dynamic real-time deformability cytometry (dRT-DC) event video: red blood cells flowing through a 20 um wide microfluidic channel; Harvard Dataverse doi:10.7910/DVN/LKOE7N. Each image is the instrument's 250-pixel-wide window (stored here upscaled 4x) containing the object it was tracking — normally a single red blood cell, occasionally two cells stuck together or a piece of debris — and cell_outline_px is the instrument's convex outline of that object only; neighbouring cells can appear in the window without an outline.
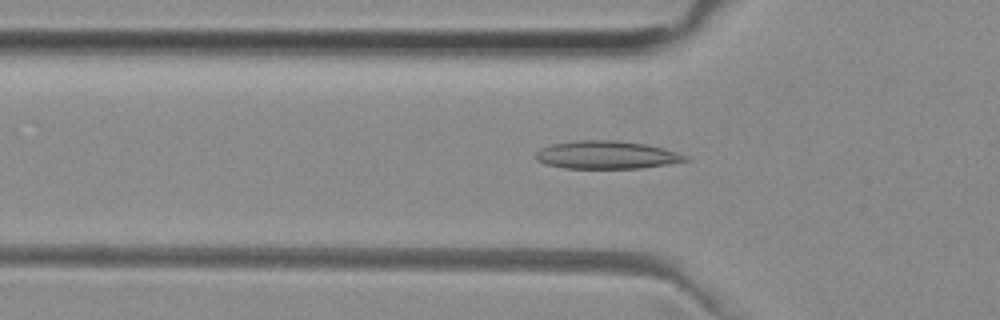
{"species": "common noctule bat (a hibernating species)", "species_latin": "Nyctalus noctula", "temperature_condition": "room temperature", "stored_images_in_passage": 37, "camera_frame_rate_fps": 3000, "um_per_image_px": 0.085, "animal": {"sex": "female", "body_mass_g": 29.2, "forearm_length_mm": 56.3}, "frame": {"image": 1, "passage_image": 2, "time_ms": 0.333, "image_size_px": [1000, 320], "cell_outline_px": [[692, 160], [640, 168], [564, 168], [544, 164], [536, 160], [536, 152], [540, 148], [552, 144], [580, 140], [616, 140], [644, 144], [664, 148], [688, 156]], "centroid_in_image_um": [51.55, 13.17], "position_along_channel_um": 74.3, "area_um2": 24.33}}
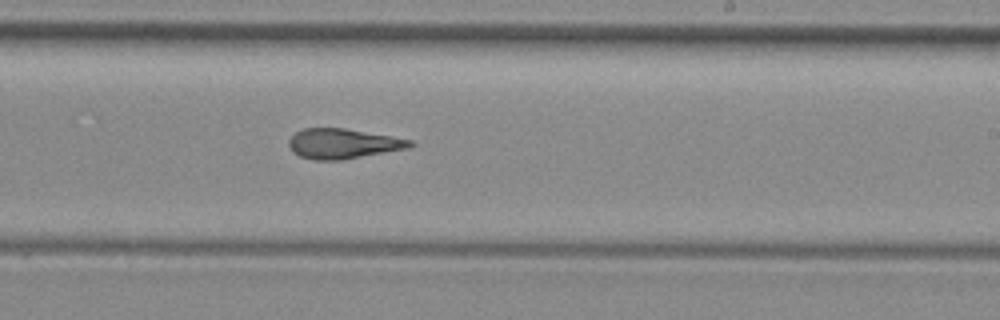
{"frame": {"image": 2, "passage_image": 16, "time_ms": 5.0, "image_size_px": [1000, 320], "cell_outline_px": [[416, 144], [412, 148], [340, 160], [312, 160], [300, 156], [292, 152], [288, 144], [288, 140], [296, 132], [304, 128], [344, 128], [412, 140]], "centroid_in_image_um": [29.16, 12.22], "position_along_channel_um": 259.8, "area_um2": 21.27}}
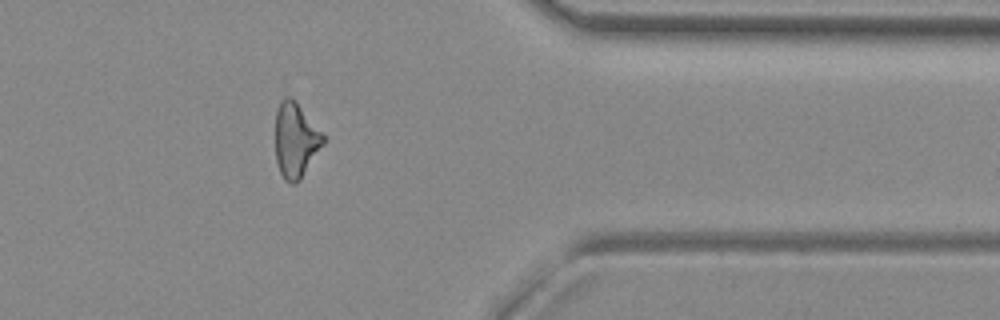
{"frame": {"image": 3, "passage_image": 27, "time_ms": 8.667, "image_size_px": [1000, 320], "cell_outline_px": [[324, 144], [300, 180], [296, 184], [288, 184], [284, 180], [280, 172], [276, 160], [276, 112], [284, 96], [288, 96], [296, 104], [324, 136]], "centroid_in_image_um": [25.11, 12.01], "position_along_channel_um": 386.3, "area_um2": 20.29}, "authors_computed_cell_mechanics": {"area_um2": 21.2704, "velocity_mm_per_s": 3.9705, "shape_relaxation_time_tau1_ms": null, "shape_relaxation_time_tau2_ms": 2.4393, "deformation_change_tau1": null, "deformation_change_tau2": 0.1118}}